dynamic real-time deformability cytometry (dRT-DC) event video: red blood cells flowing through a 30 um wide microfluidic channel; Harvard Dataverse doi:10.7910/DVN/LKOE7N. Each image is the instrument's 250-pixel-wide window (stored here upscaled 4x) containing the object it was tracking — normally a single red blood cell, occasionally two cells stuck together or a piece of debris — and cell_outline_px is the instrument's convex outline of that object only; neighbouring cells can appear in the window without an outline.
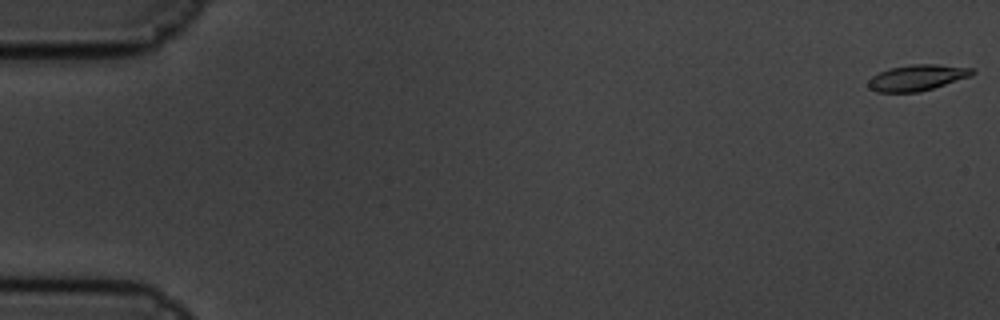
{"species": "common noctule bat (a hibernating species)", "species_latin": "Nyctalus noctula", "temperature_condition": "cold", "stored_images_in_passage": 61, "camera_frame_rate_fps": 3000, "um_per_image_px": 0.085, "animal": {"sex": "male", "body_mass_g": 19.5, "forearm_length_mm": 54.6}, "frame": {"image": 1, "passage_image": 1, "time_ms": 0.0, "image_size_px": [1000, 320], "cell_outline_px": [[976, 72], [972, 76], [920, 92], [876, 92], [868, 88], [868, 80], [872, 76], [888, 68], [912, 64], [936, 64], [976, 68]], "centroid_in_image_um": [77.98, 6.59], "position_along_channel_um": 7.0, "area_um2": 15.95}}
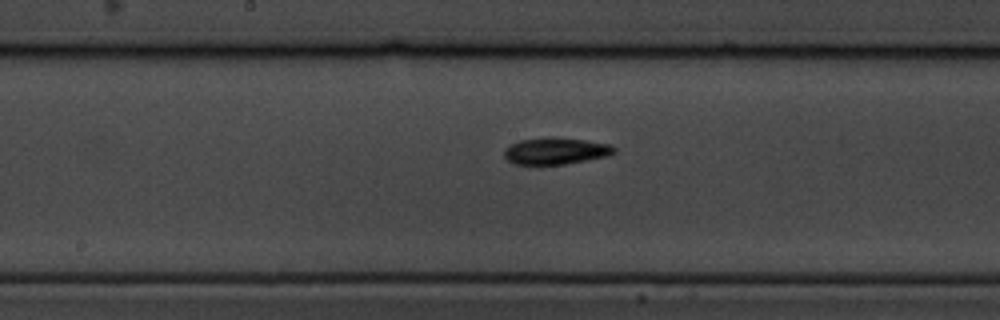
{"frame": {"image": 2, "passage_image": 32, "time_ms": 10.333, "image_size_px": [1000, 320], "cell_outline_px": [[616, 152], [608, 156], [564, 164], [516, 164], [508, 160], [504, 156], [504, 148], [520, 140], [552, 136], [584, 140], [612, 144], [616, 148]], "centroid_in_image_um": [47.26, 12.82], "position_along_channel_um": 200.9, "area_um2": 17.17}}
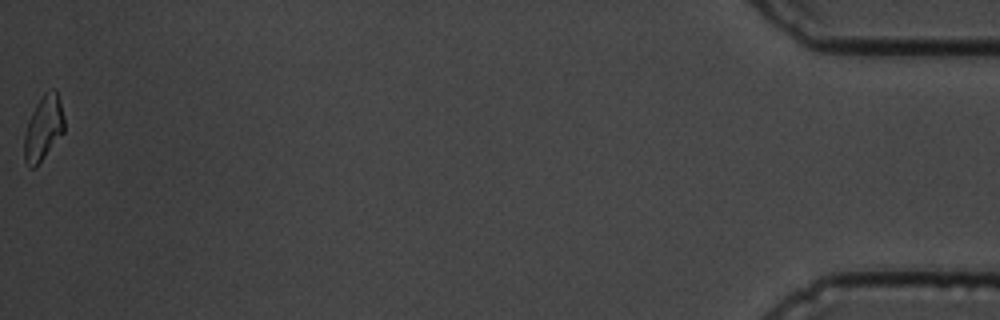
{"frame": {"image": 3, "passage_image": 61, "time_ms": 20.0, "image_size_px": [1000, 320], "cell_outline_px": [[64, 132], [36, 168], [28, 168], [24, 160], [24, 136], [28, 120], [36, 104], [44, 92], [52, 88], [56, 88], [64, 116]], "centroid_in_image_um": [3.68, 10.9], "position_along_channel_um": 431.5, "area_um2": 15.32}, "authors_computed_cell_mechanics": {"area_um2": 15.895, "velocity_mm_per_s": 3.3569, "shape_relaxation_time_tau1_ms": 4.654, "shape_relaxation_time_tau2_ms": 9.0795, "deformation_change_tau1": 0.1338, "deformation_change_tau2": 0.1415}}